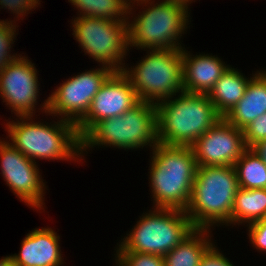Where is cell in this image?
I'll return each mask as SVG.
<instances>
[{"instance_id":"obj_14","label":"cell","mask_w":266,"mask_h":266,"mask_svg":"<svg viewBox=\"0 0 266 266\" xmlns=\"http://www.w3.org/2000/svg\"><path fill=\"white\" fill-rule=\"evenodd\" d=\"M199 166H234L247 149L243 130L223 117L191 146Z\"/></svg>"},{"instance_id":"obj_10","label":"cell","mask_w":266,"mask_h":266,"mask_svg":"<svg viewBox=\"0 0 266 266\" xmlns=\"http://www.w3.org/2000/svg\"><path fill=\"white\" fill-rule=\"evenodd\" d=\"M113 72L102 66L69 78L44 101L42 109L45 114H59V119L76 125L87 114L93 97Z\"/></svg>"},{"instance_id":"obj_24","label":"cell","mask_w":266,"mask_h":266,"mask_svg":"<svg viewBox=\"0 0 266 266\" xmlns=\"http://www.w3.org/2000/svg\"><path fill=\"white\" fill-rule=\"evenodd\" d=\"M13 21H7L0 24V70L9 62L14 60L19 55L9 53L14 38L16 37V26Z\"/></svg>"},{"instance_id":"obj_2","label":"cell","mask_w":266,"mask_h":266,"mask_svg":"<svg viewBox=\"0 0 266 266\" xmlns=\"http://www.w3.org/2000/svg\"><path fill=\"white\" fill-rule=\"evenodd\" d=\"M152 152L149 179L154 207L185 211L191 200L197 170L191 147L158 143Z\"/></svg>"},{"instance_id":"obj_13","label":"cell","mask_w":266,"mask_h":266,"mask_svg":"<svg viewBox=\"0 0 266 266\" xmlns=\"http://www.w3.org/2000/svg\"><path fill=\"white\" fill-rule=\"evenodd\" d=\"M0 160L4 181L14 194L26 205L42 209L45 184L36 162L5 140L0 141Z\"/></svg>"},{"instance_id":"obj_9","label":"cell","mask_w":266,"mask_h":266,"mask_svg":"<svg viewBox=\"0 0 266 266\" xmlns=\"http://www.w3.org/2000/svg\"><path fill=\"white\" fill-rule=\"evenodd\" d=\"M72 25V35L85 54L102 66L122 71L125 67L122 61L129 48L128 21L79 16Z\"/></svg>"},{"instance_id":"obj_20","label":"cell","mask_w":266,"mask_h":266,"mask_svg":"<svg viewBox=\"0 0 266 266\" xmlns=\"http://www.w3.org/2000/svg\"><path fill=\"white\" fill-rule=\"evenodd\" d=\"M266 217V189H244L239 187L231 212V224L248 223Z\"/></svg>"},{"instance_id":"obj_31","label":"cell","mask_w":266,"mask_h":266,"mask_svg":"<svg viewBox=\"0 0 266 266\" xmlns=\"http://www.w3.org/2000/svg\"><path fill=\"white\" fill-rule=\"evenodd\" d=\"M165 1L182 2V3H184L186 6H189L188 3L191 4L193 0H165ZM190 2H191V3H190Z\"/></svg>"},{"instance_id":"obj_27","label":"cell","mask_w":266,"mask_h":266,"mask_svg":"<svg viewBox=\"0 0 266 266\" xmlns=\"http://www.w3.org/2000/svg\"><path fill=\"white\" fill-rule=\"evenodd\" d=\"M39 0H0L1 8H8L11 12L15 13L18 16H25L26 13L38 7ZM25 14V15H24Z\"/></svg>"},{"instance_id":"obj_15","label":"cell","mask_w":266,"mask_h":266,"mask_svg":"<svg viewBox=\"0 0 266 266\" xmlns=\"http://www.w3.org/2000/svg\"><path fill=\"white\" fill-rule=\"evenodd\" d=\"M60 237L51 228L30 231L21 241L19 254L10 255L14 266H60Z\"/></svg>"},{"instance_id":"obj_1","label":"cell","mask_w":266,"mask_h":266,"mask_svg":"<svg viewBox=\"0 0 266 266\" xmlns=\"http://www.w3.org/2000/svg\"><path fill=\"white\" fill-rule=\"evenodd\" d=\"M158 143L191 146L222 116L207 94L181 92L156 104Z\"/></svg>"},{"instance_id":"obj_16","label":"cell","mask_w":266,"mask_h":266,"mask_svg":"<svg viewBox=\"0 0 266 266\" xmlns=\"http://www.w3.org/2000/svg\"><path fill=\"white\" fill-rule=\"evenodd\" d=\"M219 57L196 55L192 57L182 48V82L187 93L208 94L215 82L228 69Z\"/></svg>"},{"instance_id":"obj_32","label":"cell","mask_w":266,"mask_h":266,"mask_svg":"<svg viewBox=\"0 0 266 266\" xmlns=\"http://www.w3.org/2000/svg\"><path fill=\"white\" fill-rule=\"evenodd\" d=\"M129 4L132 3V4H135V1H138V0H126ZM134 1V2H132Z\"/></svg>"},{"instance_id":"obj_18","label":"cell","mask_w":266,"mask_h":266,"mask_svg":"<svg viewBox=\"0 0 266 266\" xmlns=\"http://www.w3.org/2000/svg\"><path fill=\"white\" fill-rule=\"evenodd\" d=\"M250 79L238 70L228 67L207 94L216 111L224 117L244 96Z\"/></svg>"},{"instance_id":"obj_4","label":"cell","mask_w":266,"mask_h":266,"mask_svg":"<svg viewBox=\"0 0 266 266\" xmlns=\"http://www.w3.org/2000/svg\"><path fill=\"white\" fill-rule=\"evenodd\" d=\"M19 119L20 121L13 120L6 124L12 142L10 144L32 161H71L81 154V139L74 123L61 119L55 122L57 124L45 125L34 122L31 116H20Z\"/></svg>"},{"instance_id":"obj_33","label":"cell","mask_w":266,"mask_h":266,"mask_svg":"<svg viewBox=\"0 0 266 266\" xmlns=\"http://www.w3.org/2000/svg\"><path fill=\"white\" fill-rule=\"evenodd\" d=\"M6 21H7V20H5V21H4V20H1V21H0V24H3V23H5Z\"/></svg>"},{"instance_id":"obj_3","label":"cell","mask_w":266,"mask_h":266,"mask_svg":"<svg viewBox=\"0 0 266 266\" xmlns=\"http://www.w3.org/2000/svg\"><path fill=\"white\" fill-rule=\"evenodd\" d=\"M238 189L234 166L197 167L191 200L185 210L192 226L211 230L213 224L231 225V212Z\"/></svg>"},{"instance_id":"obj_11","label":"cell","mask_w":266,"mask_h":266,"mask_svg":"<svg viewBox=\"0 0 266 266\" xmlns=\"http://www.w3.org/2000/svg\"><path fill=\"white\" fill-rule=\"evenodd\" d=\"M139 102L128 77L122 71H114L93 97L87 114L76 124L79 138L101 120L121 115Z\"/></svg>"},{"instance_id":"obj_28","label":"cell","mask_w":266,"mask_h":266,"mask_svg":"<svg viewBox=\"0 0 266 266\" xmlns=\"http://www.w3.org/2000/svg\"><path fill=\"white\" fill-rule=\"evenodd\" d=\"M199 266H234L222 253L212 245L203 255Z\"/></svg>"},{"instance_id":"obj_17","label":"cell","mask_w":266,"mask_h":266,"mask_svg":"<svg viewBox=\"0 0 266 266\" xmlns=\"http://www.w3.org/2000/svg\"><path fill=\"white\" fill-rule=\"evenodd\" d=\"M257 72L242 99L223 117L241 130L266 112V72Z\"/></svg>"},{"instance_id":"obj_26","label":"cell","mask_w":266,"mask_h":266,"mask_svg":"<svg viewBox=\"0 0 266 266\" xmlns=\"http://www.w3.org/2000/svg\"><path fill=\"white\" fill-rule=\"evenodd\" d=\"M249 226V238L253 246L260 251H266V217L255 221Z\"/></svg>"},{"instance_id":"obj_21","label":"cell","mask_w":266,"mask_h":266,"mask_svg":"<svg viewBox=\"0 0 266 266\" xmlns=\"http://www.w3.org/2000/svg\"><path fill=\"white\" fill-rule=\"evenodd\" d=\"M80 12V17L104 18L111 21H128L133 6L126 0H68ZM124 15V16H123ZM127 17V18H126Z\"/></svg>"},{"instance_id":"obj_12","label":"cell","mask_w":266,"mask_h":266,"mask_svg":"<svg viewBox=\"0 0 266 266\" xmlns=\"http://www.w3.org/2000/svg\"><path fill=\"white\" fill-rule=\"evenodd\" d=\"M21 56L9 61L0 70V96L18 118L34 117L40 90L37 69L30 60Z\"/></svg>"},{"instance_id":"obj_6","label":"cell","mask_w":266,"mask_h":266,"mask_svg":"<svg viewBox=\"0 0 266 266\" xmlns=\"http://www.w3.org/2000/svg\"><path fill=\"white\" fill-rule=\"evenodd\" d=\"M149 1H135L137 6L139 2L150 6L140 12L132 23L128 22L129 46L146 50L184 48L178 39L188 28V6L175 1L163 0L159 4Z\"/></svg>"},{"instance_id":"obj_30","label":"cell","mask_w":266,"mask_h":266,"mask_svg":"<svg viewBox=\"0 0 266 266\" xmlns=\"http://www.w3.org/2000/svg\"><path fill=\"white\" fill-rule=\"evenodd\" d=\"M0 266H14L12 263L11 256H6L0 259Z\"/></svg>"},{"instance_id":"obj_19","label":"cell","mask_w":266,"mask_h":266,"mask_svg":"<svg viewBox=\"0 0 266 266\" xmlns=\"http://www.w3.org/2000/svg\"><path fill=\"white\" fill-rule=\"evenodd\" d=\"M209 229L195 228L175 248L163 256L165 266H199L206 251L214 245L208 238Z\"/></svg>"},{"instance_id":"obj_29","label":"cell","mask_w":266,"mask_h":266,"mask_svg":"<svg viewBox=\"0 0 266 266\" xmlns=\"http://www.w3.org/2000/svg\"><path fill=\"white\" fill-rule=\"evenodd\" d=\"M252 149L262 159V161L266 165V139L254 145Z\"/></svg>"},{"instance_id":"obj_25","label":"cell","mask_w":266,"mask_h":266,"mask_svg":"<svg viewBox=\"0 0 266 266\" xmlns=\"http://www.w3.org/2000/svg\"><path fill=\"white\" fill-rule=\"evenodd\" d=\"M243 136L247 148L266 139V112L243 129Z\"/></svg>"},{"instance_id":"obj_5","label":"cell","mask_w":266,"mask_h":266,"mask_svg":"<svg viewBox=\"0 0 266 266\" xmlns=\"http://www.w3.org/2000/svg\"><path fill=\"white\" fill-rule=\"evenodd\" d=\"M157 144L156 104L140 101L125 113L95 124L81 138V152L95 145L132 150L146 145L153 149Z\"/></svg>"},{"instance_id":"obj_22","label":"cell","mask_w":266,"mask_h":266,"mask_svg":"<svg viewBox=\"0 0 266 266\" xmlns=\"http://www.w3.org/2000/svg\"><path fill=\"white\" fill-rule=\"evenodd\" d=\"M239 187L266 189V165L252 148H247L235 162Z\"/></svg>"},{"instance_id":"obj_23","label":"cell","mask_w":266,"mask_h":266,"mask_svg":"<svg viewBox=\"0 0 266 266\" xmlns=\"http://www.w3.org/2000/svg\"><path fill=\"white\" fill-rule=\"evenodd\" d=\"M116 253V264L119 266H165L161 255L135 252Z\"/></svg>"},{"instance_id":"obj_7","label":"cell","mask_w":266,"mask_h":266,"mask_svg":"<svg viewBox=\"0 0 266 266\" xmlns=\"http://www.w3.org/2000/svg\"><path fill=\"white\" fill-rule=\"evenodd\" d=\"M142 216L116 252L164 256L195 229L186 212L180 209L154 208Z\"/></svg>"},{"instance_id":"obj_8","label":"cell","mask_w":266,"mask_h":266,"mask_svg":"<svg viewBox=\"0 0 266 266\" xmlns=\"http://www.w3.org/2000/svg\"><path fill=\"white\" fill-rule=\"evenodd\" d=\"M150 53L135 68L122 72L128 77L138 99L157 104L184 92L182 82V48L149 49ZM156 100V101H155Z\"/></svg>"}]
</instances>
